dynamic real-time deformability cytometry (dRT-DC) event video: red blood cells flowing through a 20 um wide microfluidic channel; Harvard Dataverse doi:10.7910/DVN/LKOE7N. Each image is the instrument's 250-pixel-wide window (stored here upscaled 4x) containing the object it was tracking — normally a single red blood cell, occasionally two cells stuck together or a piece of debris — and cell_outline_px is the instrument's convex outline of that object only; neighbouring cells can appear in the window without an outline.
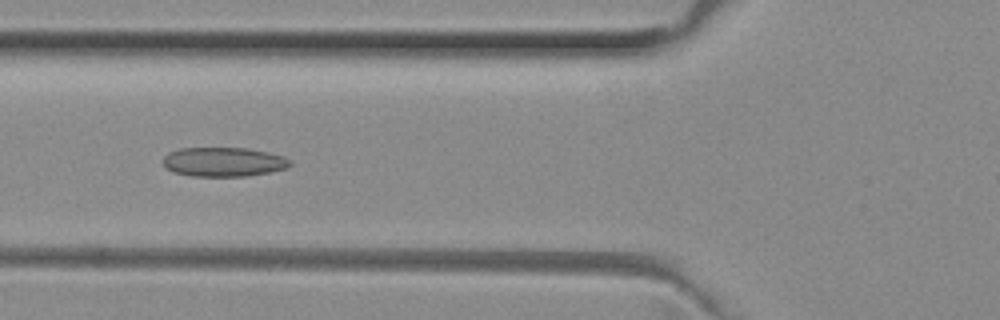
{"species": "common noctule bat (a hibernating species)", "species_latin": "Nyctalus noctula", "temperature_condition": "room temperature", "stored_images_in_passage": 32, "camera_frame_rate_fps": 3000, "um_per_image_px": 0.085, "animal": {"sex": "female", "body_mass_g": 29.2, "forearm_length_mm": 56.3}, "frame": {"image": 1, "passage_image": 7, "time_ms": 2.0, "image_size_px": [1000, 320], "cell_outline_px": [[292, 164], [288, 168], [272, 172], [248, 176], [192, 176], [172, 172], [160, 160], [168, 152], [180, 148], [248, 148], [268, 152], [284, 156], [292, 160]], "centroid_in_image_um": [19.03, 13.76], "position_along_channel_um": 106.8, "area_um2": 22.02}}
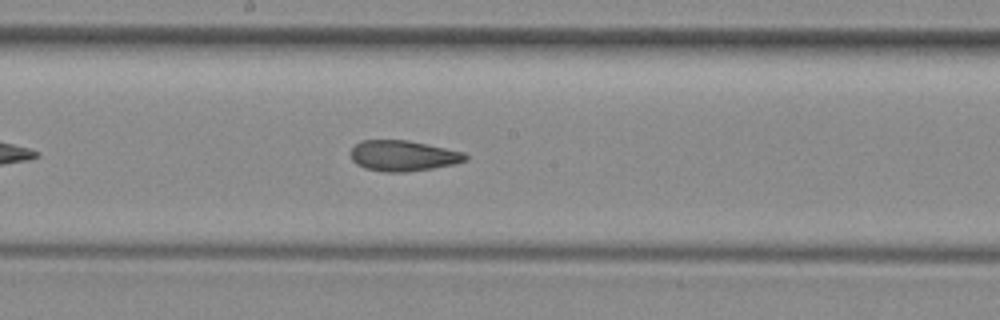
{"frame": {"image": 2, "passage_image": 15, "time_ms": 4.667, "image_size_px": [1000, 320], "cell_outline_px": [[468, 160], [456, 164], [432, 168], [404, 172], [384, 172], [364, 168], [356, 164], [352, 160], [352, 148], [360, 140], [408, 140], [464, 152], [468, 156]], "centroid_in_image_um": [34.28, 13.24], "position_along_channel_um": 213.9, "area_um2": 20.52}}
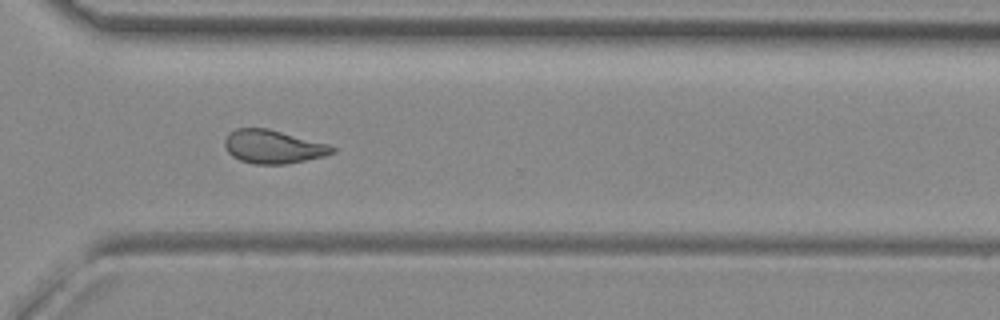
{"frame": {"image": 3, "passage_image": 25, "time_ms": 8.0, "image_size_px": [1000, 320], "cell_outline_px": [[336, 152], [324, 156], [288, 164], [256, 164], [240, 160], [232, 156], [228, 152], [224, 144], [224, 140], [236, 128], [268, 128], [328, 144], [336, 148]], "centroid_in_image_um": [23.24, 12.48], "position_along_channel_um": 347.4, "area_um2": 20.87}, "authors_computed_cell_mechanics": {"area_um2": 20.5479, "velocity_mm_per_s": 4.0129, "shape_relaxation_time_tau1_ms": null, "shape_relaxation_time_tau2_ms": 2.8855, "deformation_change_tau1": null, "deformation_change_tau2": 0.1025}}